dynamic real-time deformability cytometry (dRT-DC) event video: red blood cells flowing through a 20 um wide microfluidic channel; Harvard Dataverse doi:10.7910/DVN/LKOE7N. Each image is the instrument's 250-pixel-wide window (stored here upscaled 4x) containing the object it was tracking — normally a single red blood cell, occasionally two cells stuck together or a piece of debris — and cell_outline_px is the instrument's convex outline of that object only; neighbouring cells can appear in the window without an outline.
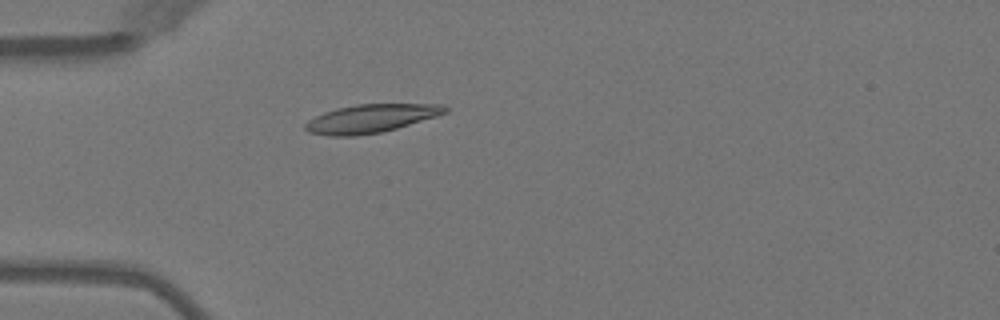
{"species": "Egyptian fruit bat (a non-hibernating species)", "species_latin": "Rousettus aegyptiacus", "temperature_condition": "warm", "stored_images_in_passage": 16, "camera_frame_rate_fps": 3000, "um_per_image_px": 0.085, "animal": {"sex": "female"}, "frame": {"image": 1, "passage_image": 2, "time_ms": 0.333, "image_size_px": [1000, 320], "cell_outline_px": [[448, 112], [436, 116], [396, 128], [380, 132], [356, 136], [328, 136], [308, 132], [304, 128], [304, 124], [308, 120], [324, 112], [336, 108], [356, 104], [440, 104], [448, 108]], "centroid_in_image_um": [31.48, 10.07], "position_along_channel_um": 53.5, "area_um2": 23.0}}
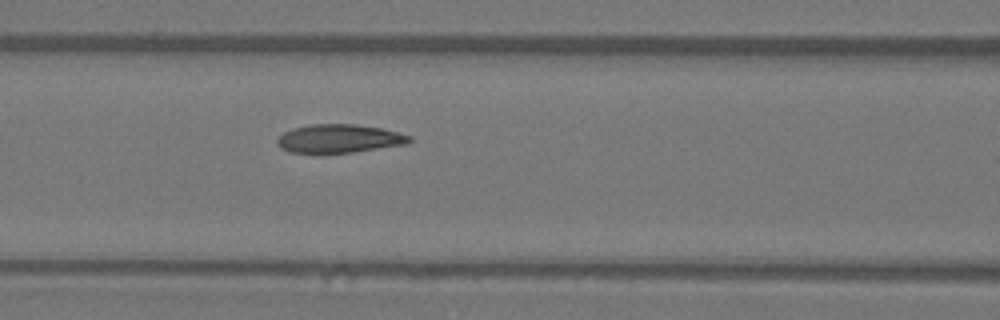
{"frame": {"image": 2, "passage_image": 9, "time_ms": 2.667, "image_size_px": [1000, 320], "cell_outline_px": [[412, 140], [408, 144], [324, 156], [320, 156], [288, 152], [280, 148], [276, 140], [284, 132], [292, 128], [312, 124], [356, 124], [380, 128], [412, 136]], "centroid_in_image_um": [28.77, 11.83], "position_along_channel_um": 137.8, "area_um2": 22.72}}
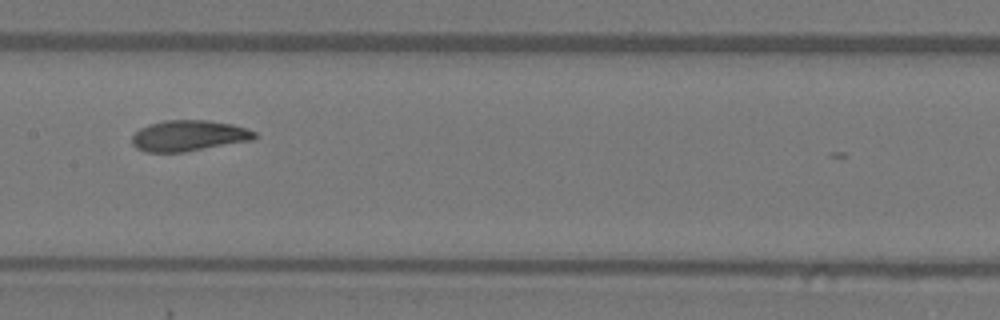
{"frame": {"image": 3, "passage_image": 13, "time_ms": 4.0, "image_size_px": [1000, 320], "cell_outline_px": [[256, 136], [252, 140], [184, 152], [148, 152], [136, 148], [132, 144], [132, 136], [140, 128], [148, 124], [164, 120], [208, 120], [232, 124], [256, 132]], "centroid_in_image_um": [16.01, 11.53], "position_along_channel_um": 191.4, "area_um2": 21.96}}